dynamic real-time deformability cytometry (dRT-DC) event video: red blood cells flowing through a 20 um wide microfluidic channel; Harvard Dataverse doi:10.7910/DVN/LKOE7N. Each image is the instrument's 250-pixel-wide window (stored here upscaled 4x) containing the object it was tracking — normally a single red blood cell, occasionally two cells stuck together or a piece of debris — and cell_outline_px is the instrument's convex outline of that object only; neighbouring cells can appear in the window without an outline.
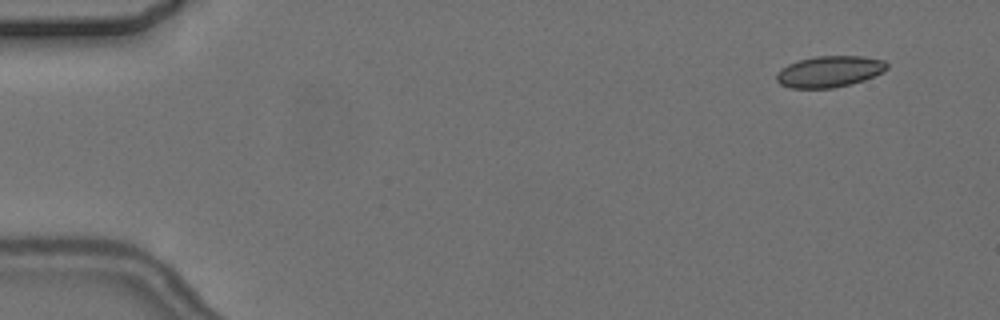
{"species": "common noctule bat (a hibernating species)", "species_latin": "Nyctalus noctula", "temperature_condition": "cold", "stored_images_in_passage": 11, "camera_frame_rate_fps": 3000, "um_per_image_px": 0.085, "animal": {"sex": "female", "body_mass_g": 24.6, "forearm_length_mm": 56.2}, "frame": {"image": 1, "passage_image": 2, "time_ms": 1.333, "image_size_px": [1000, 320], "cell_outline_px": [[888, 68], [884, 72], [864, 80], [852, 84], [832, 88], [788, 88], [780, 84], [776, 80], [776, 72], [780, 68], [788, 64], [800, 60], [816, 56], [860, 56], [884, 60], [888, 64]], "centroid_in_image_um": [70.49, 6.09], "position_along_channel_um": 14.5, "area_um2": 20.29}}
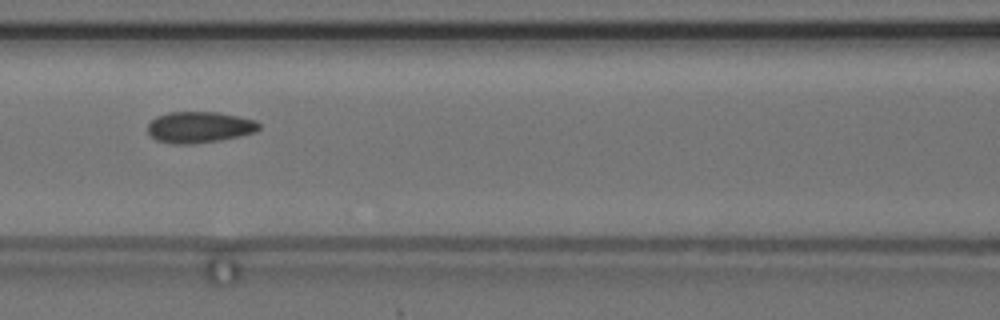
{"frame": {"image": 2, "passage_image": 7, "time_ms": 8.333, "image_size_px": [1000, 320], "cell_outline_px": [[260, 128], [256, 132], [240, 136], [220, 140], [192, 144], [172, 144], [156, 140], [148, 132], [148, 124], [156, 116], [168, 112], [220, 112], [256, 120], [260, 124]], "centroid_in_image_um": [16.96, 10.81], "position_along_channel_um": 149.6, "area_um2": 20.4}}